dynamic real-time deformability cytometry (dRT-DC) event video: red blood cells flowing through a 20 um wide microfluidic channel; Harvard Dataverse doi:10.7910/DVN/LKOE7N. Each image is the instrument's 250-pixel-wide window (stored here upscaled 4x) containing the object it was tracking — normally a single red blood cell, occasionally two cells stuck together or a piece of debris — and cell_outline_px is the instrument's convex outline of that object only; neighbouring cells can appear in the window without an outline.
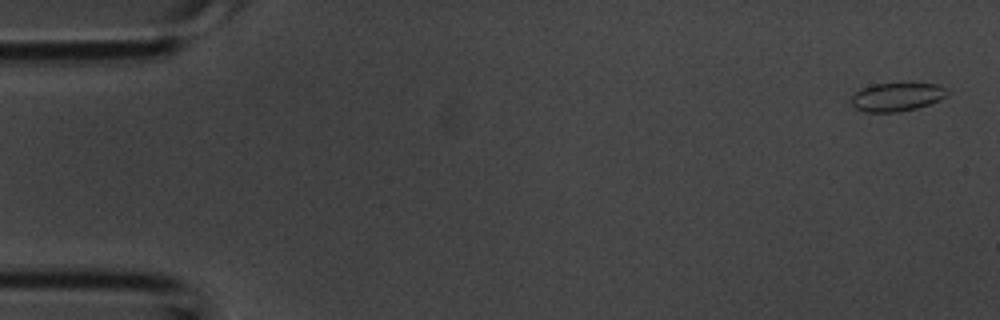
{"species": "common noctule bat (a hibernating species)", "species_latin": "Nyctalus noctula", "temperature_condition": "room temperature", "stored_images_in_passage": 43, "camera_frame_rate_fps": 3000, "um_per_image_px": 0.085, "animal": {"sex": "male", "body_mass_g": 20.1, "forearm_length_mm": 53.5}, "frame": {"image": 1, "passage_image": 2, "time_ms": 0.333, "image_size_px": [1000, 320], "cell_outline_px": [[948, 96], [940, 100], [916, 108], [900, 112], [864, 112], [856, 108], [852, 104], [852, 96], [860, 88], [872, 84], [908, 80], [912, 80], [936, 84], [944, 88]], "centroid_in_image_um": [76.25, 8.18], "position_along_channel_um": 8.8, "area_um2": 16.7}}
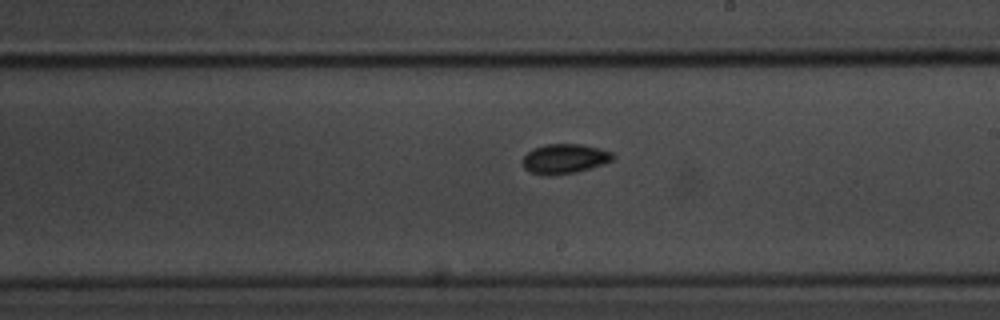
{"frame": {"image": 2, "passage_image": 25, "time_ms": 8.0, "image_size_px": [1000, 320], "cell_outline_px": [[616, 156], [612, 160], [604, 164], [576, 172], [552, 176], [544, 176], [528, 172], [524, 168], [520, 160], [532, 148], [548, 144], [584, 144], [600, 148], [612, 152]], "centroid_in_image_um": [47.96, 13.5], "position_along_channel_um": 241.0, "area_um2": 16.01}}
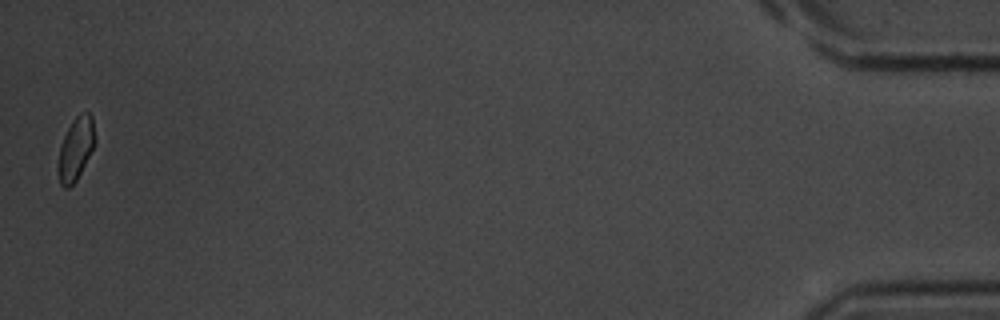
{"frame": {"image": 3, "passage_image": 43, "time_ms": 14.0, "image_size_px": [1000, 320], "cell_outline_px": [[96, 144], [76, 180], [68, 188], [64, 188], [60, 184], [56, 168], [60, 144], [72, 120], [80, 112], [88, 112], [92, 116], [96, 140]], "centroid_in_image_um": [6.43, 12.64], "position_along_channel_um": 428.8, "area_um2": 13.81}}